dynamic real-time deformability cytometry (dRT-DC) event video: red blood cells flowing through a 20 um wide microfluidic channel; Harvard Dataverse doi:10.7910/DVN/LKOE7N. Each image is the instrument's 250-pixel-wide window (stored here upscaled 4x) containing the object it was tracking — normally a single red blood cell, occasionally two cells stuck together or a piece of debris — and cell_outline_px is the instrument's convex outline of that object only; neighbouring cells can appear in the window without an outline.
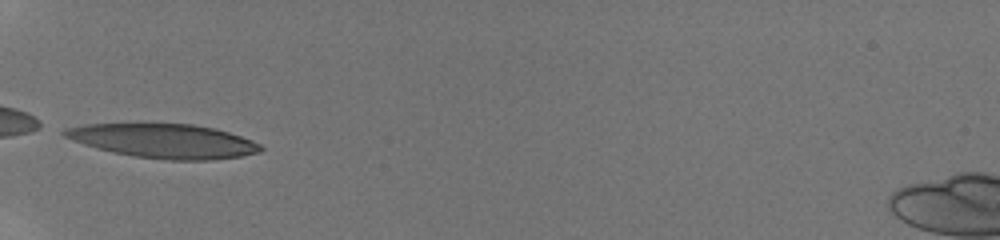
{"species": "human", "species_latin": "Homo sapiens", "temperature_condition": "room temperature", "stored_images_in_passage": 19, "camera_frame_rate_fps": 3000, "um_per_image_px": 0.085, "donor": {"sex": "male"}, "frame": {"image": 1, "passage_image": 1, "time_ms": 0.0, "image_size_px": [1000, 240], "cell_outline_px": [[264, 148], [260, 152], [240, 156], [212, 160], [168, 160], [132, 156], [112, 152], [96, 148], [72, 140], [64, 136], [60, 132], [64, 128], [84, 124], [140, 120], [192, 124], [216, 128], [252, 140], [260, 144]], "centroid_in_image_um": [13.82, 11.92], "position_along_channel_um": 71.2, "area_um2": 40.63}}
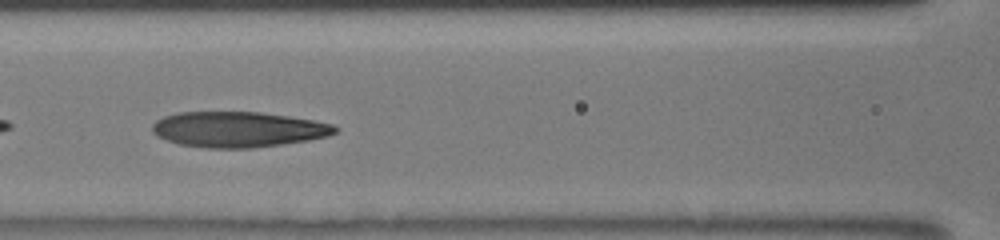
{"frame": {"image": 2, "passage_image": 6, "time_ms": 2.0, "image_size_px": [1000, 240], "cell_outline_px": [[340, 128], [336, 132], [328, 136], [308, 140], [252, 148], [204, 148], [180, 144], [156, 136], [152, 132], [152, 124], [156, 120], [164, 116], [180, 112], [260, 112], [288, 116], [312, 120], [332, 124]], "centroid_in_image_um": [20.22, 11.0], "position_along_channel_um": 146.4, "area_um2": 37.8}}
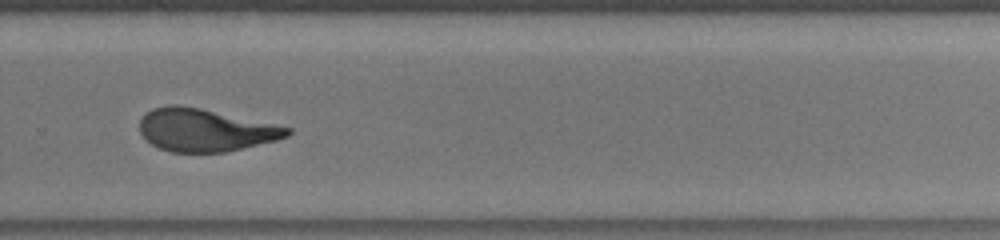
{"frame": {"image": 3, "passage_image": 18, "time_ms": 6.0, "image_size_px": [1000, 240], "cell_outline_px": [[292, 132], [288, 136], [276, 140], [224, 152], [172, 152], [160, 148], [152, 144], [140, 132], [140, 120], [152, 108], [168, 104], [176, 104], [200, 108], [292, 128]], "centroid_in_image_um": [17.43, 11.05], "position_along_channel_um": 312.4, "area_um2": 36.24}}